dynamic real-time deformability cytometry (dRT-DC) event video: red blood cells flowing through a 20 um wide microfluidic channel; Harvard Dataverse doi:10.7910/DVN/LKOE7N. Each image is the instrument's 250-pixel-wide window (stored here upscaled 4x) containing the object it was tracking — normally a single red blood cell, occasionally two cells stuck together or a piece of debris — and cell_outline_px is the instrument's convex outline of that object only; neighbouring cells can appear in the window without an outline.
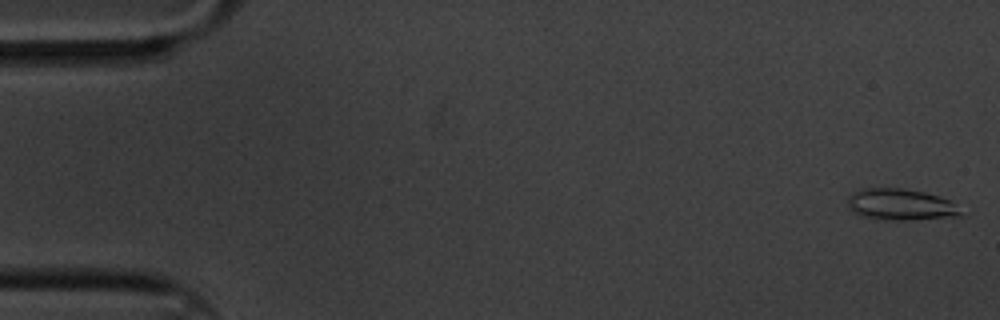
{"species": "common noctule bat (a hibernating species)", "species_latin": "Nyctalus noctula", "temperature_condition": "cold", "stored_images_in_passage": 6, "camera_frame_rate_fps": 3000, "um_per_image_px": 0.085, "animal": {"sex": "male", "body_mass_g": 20.1, "forearm_length_mm": 53.5}, "frame": {"image": 1, "passage_image": 1, "time_ms": 0.0, "image_size_px": [1000, 320], "cell_outline_px": [[964, 216], [908, 220], [884, 220], [860, 216], [852, 212], [848, 208], [848, 196], [852, 192], [860, 188], [904, 188], [924, 192], [940, 196], [948, 200]], "centroid_in_image_um": [76.47, 17.39], "position_along_channel_um": 8.5, "area_um2": 20.87}}
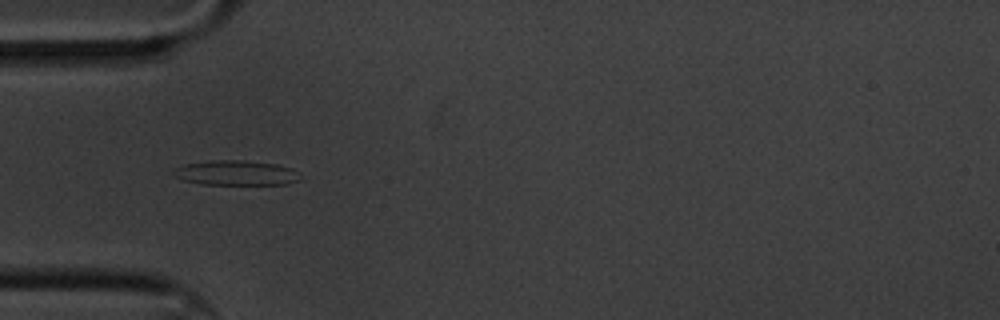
{"frame": {"image": 2, "passage_image": 6, "time_ms": 1.667, "image_size_px": [1000, 320], "cell_outline_px": [[300, 180], [284, 184], [200, 184], [184, 180], [172, 176], [172, 168], [184, 164], [212, 160], [244, 160], [276, 164], [292, 168], [300, 172]], "centroid_in_image_um": [20.03, 14.69], "position_along_channel_um": 65.0, "area_um2": 18.55}}